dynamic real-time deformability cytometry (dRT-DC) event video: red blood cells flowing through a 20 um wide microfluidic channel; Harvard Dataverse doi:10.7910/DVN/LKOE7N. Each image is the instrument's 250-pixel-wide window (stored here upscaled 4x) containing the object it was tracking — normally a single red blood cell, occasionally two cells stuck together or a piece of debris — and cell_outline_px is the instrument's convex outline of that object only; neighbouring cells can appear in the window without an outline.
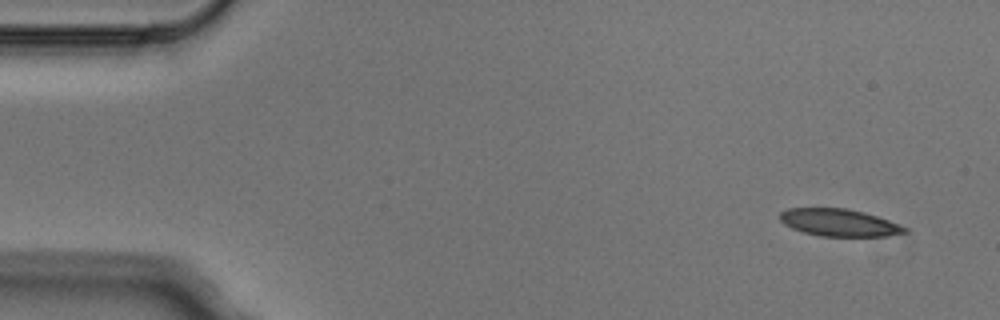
{"species": "Egyptian fruit bat (a non-hibernating species)", "species_latin": "Rousettus aegyptiacus", "temperature_condition": "cold", "stored_images_in_passage": 5, "segment_of_instrument_passage": [2, 2], "camera_frame_rate_fps": 3000, "um_per_image_px": 0.085, "animal": {"sex": "male"}, "frame": {"image": 1, "passage_image": 5, "time_ms": 1.333, "image_size_px": [1000, 320], "cell_outline_px": [[908, 232], [888, 236], [820, 236], [804, 232], [792, 228], [784, 224], [780, 220], [780, 212], [788, 208], [848, 208], [864, 212], [888, 220], [908, 228]], "centroid_in_image_um": [71.32, 18.92], "position_along_channel_um": 13.7, "area_um2": 19.83}}